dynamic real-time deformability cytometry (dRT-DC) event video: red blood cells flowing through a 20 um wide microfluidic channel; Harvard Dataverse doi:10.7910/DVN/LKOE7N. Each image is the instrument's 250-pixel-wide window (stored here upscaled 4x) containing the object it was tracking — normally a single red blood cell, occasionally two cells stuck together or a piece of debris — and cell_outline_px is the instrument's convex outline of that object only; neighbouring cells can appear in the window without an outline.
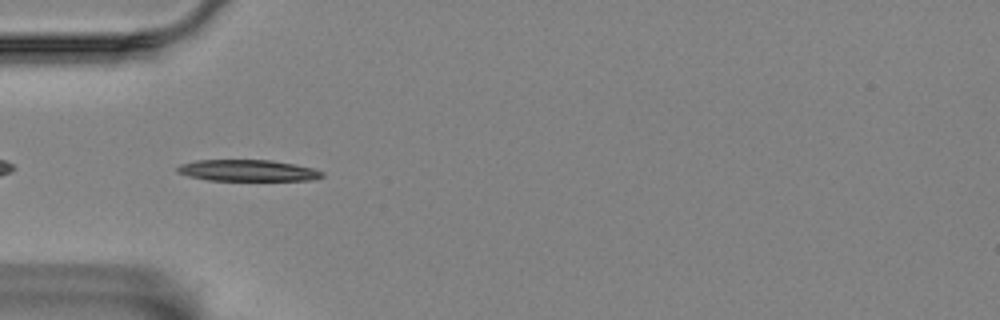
{"species": "Egyptian fruit bat (a non-hibernating species)", "species_latin": "Rousettus aegyptiacus", "temperature_condition": "room temperature", "stored_images_in_passage": 43, "camera_frame_rate_fps": 3000, "um_per_image_px": 0.085, "animal": {"sex": "female"}, "frame": {"image": 1, "passage_image": 3, "time_ms": 0.667, "image_size_px": [1000, 320], "cell_outline_px": [[324, 176], [312, 180], [208, 180], [188, 176], [176, 172], [176, 168], [180, 164], [196, 160], [272, 160], [312, 168], [324, 172]], "centroid_in_image_um": [21.02, 14.49], "position_along_channel_um": 64.0, "area_um2": 17.98}}
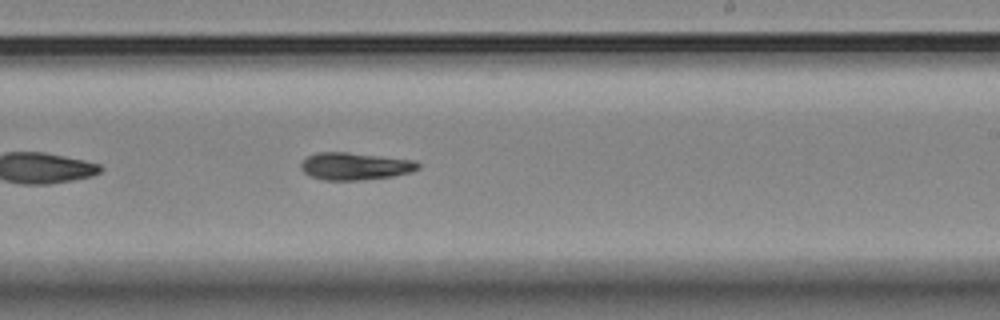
{"frame": {"image": 2, "passage_image": 20, "time_ms": 6.333, "image_size_px": [1000, 320], "cell_outline_px": [[420, 168], [412, 172], [392, 176], [360, 180], [324, 180], [312, 176], [304, 172], [300, 168], [300, 164], [308, 156], [316, 152], [348, 152], [416, 160], [420, 164]], "centroid_in_image_um": [30.2, 14.12], "position_along_channel_um": 258.8, "area_um2": 18.73}}
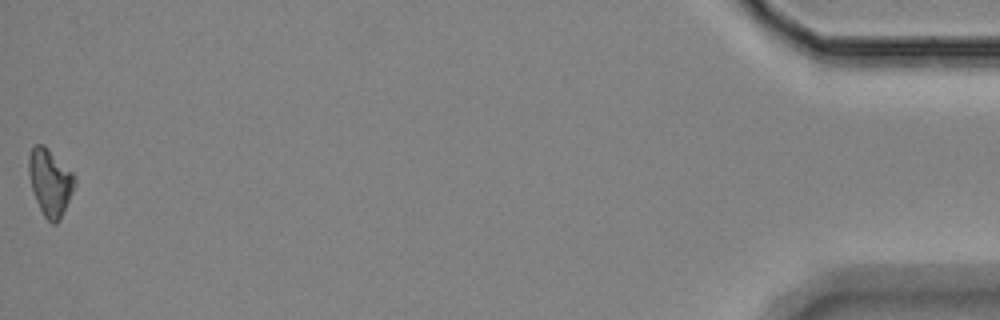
{"frame": {"image": 3, "passage_image": 43, "time_ms": 14.0, "image_size_px": [1000, 320], "cell_outline_px": [[76, 184], [60, 220], [56, 224], [52, 224], [44, 216], [36, 200], [32, 188], [28, 172], [28, 156], [32, 148], [36, 144], [44, 144], [76, 176]], "centroid_in_image_um": [4.26, 15.49], "position_along_channel_um": 430.9, "area_um2": 17.86}, "authors_computed_cell_mechanics": {"area_um2": 18.207, "velocity_mm_per_s": 3.4521, "shape_relaxation_time_tau1_ms": 7.1648, "shape_relaxation_time_tau2_ms": null, "deformation_change_tau1": 0.2214, "deformation_change_tau2": null}}